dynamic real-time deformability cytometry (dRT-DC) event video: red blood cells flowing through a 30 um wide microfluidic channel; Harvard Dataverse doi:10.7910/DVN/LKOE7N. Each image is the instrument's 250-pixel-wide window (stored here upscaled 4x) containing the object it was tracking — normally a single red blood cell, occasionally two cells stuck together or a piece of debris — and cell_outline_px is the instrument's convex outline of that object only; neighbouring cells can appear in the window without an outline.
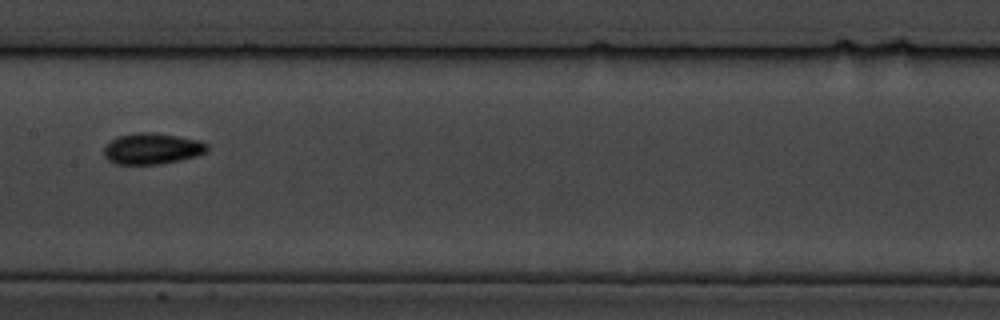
{"species": "common noctule bat (a hibernating species)", "species_latin": "Nyctalus noctula", "temperature_condition": "cold", "stored_images_in_passage": 13, "camera_frame_rate_fps": 3000, "um_per_image_px": 0.085, "animal": {"sex": "male", "body_mass_g": 19.5, "forearm_length_mm": 54.6}, "frame": {"image": 1, "passage_image": 9, "time_ms": 10.0, "image_size_px": [1000, 320], "cell_outline_px": [[208, 152], [196, 156], [180, 160], [160, 164], [116, 164], [108, 160], [104, 156], [104, 148], [116, 136], [136, 132], [156, 132], [200, 140], [208, 144]], "centroid_in_image_um": [12.95, 12.62], "position_along_channel_um": 194.4, "area_um2": 18.9}}
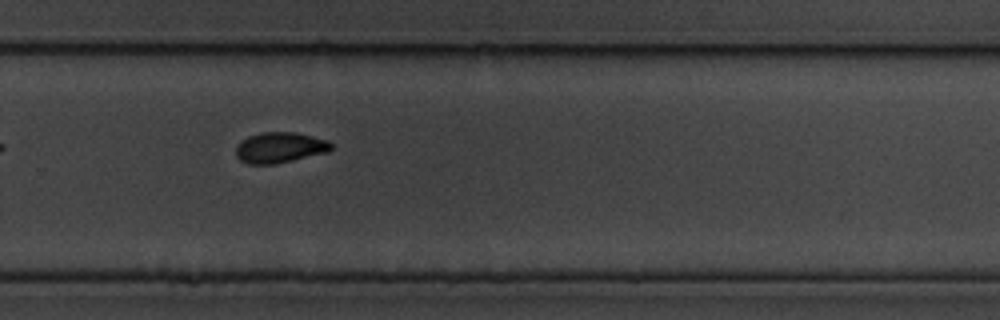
{"frame": {"image": 2, "passage_image": 12, "time_ms": 13.333, "image_size_px": [1000, 320], "cell_outline_px": [[332, 148], [328, 152], [276, 164], [248, 164], [240, 160], [236, 156], [236, 144], [248, 136], [260, 132], [296, 132], [328, 140], [332, 144]], "centroid_in_image_um": [23.77, 12.54], "position_along_channel_um": 306.0, "area_um2": 17.17}}
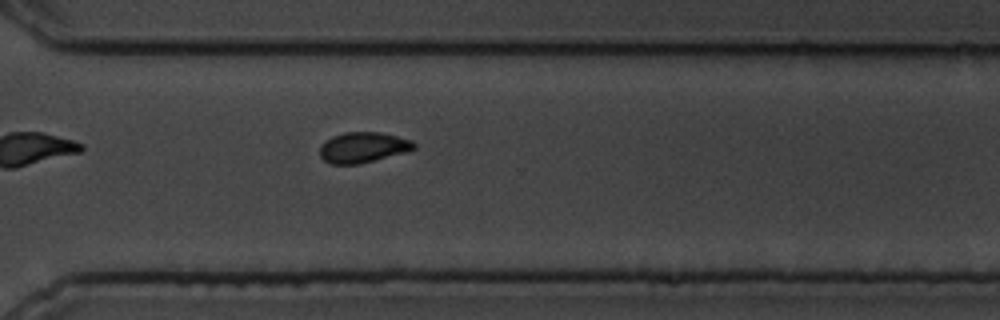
{"frame": {"image": 3, "passage_image": 13, "time_ms": 14.333, "image_size_px": [1000, 320], "cell_outline_px": [[416, 148], [404, 152], [356, 164], [332, 164], [324, 160], [320, 156], [320, 148], [332, 136], [344, 132], [380, 132], [412, 140], [416, 144]], "centroid_in_image_um": [30.86, 12.51], "position_along_channel_um": 339.7, "area_um2": 16.36}}